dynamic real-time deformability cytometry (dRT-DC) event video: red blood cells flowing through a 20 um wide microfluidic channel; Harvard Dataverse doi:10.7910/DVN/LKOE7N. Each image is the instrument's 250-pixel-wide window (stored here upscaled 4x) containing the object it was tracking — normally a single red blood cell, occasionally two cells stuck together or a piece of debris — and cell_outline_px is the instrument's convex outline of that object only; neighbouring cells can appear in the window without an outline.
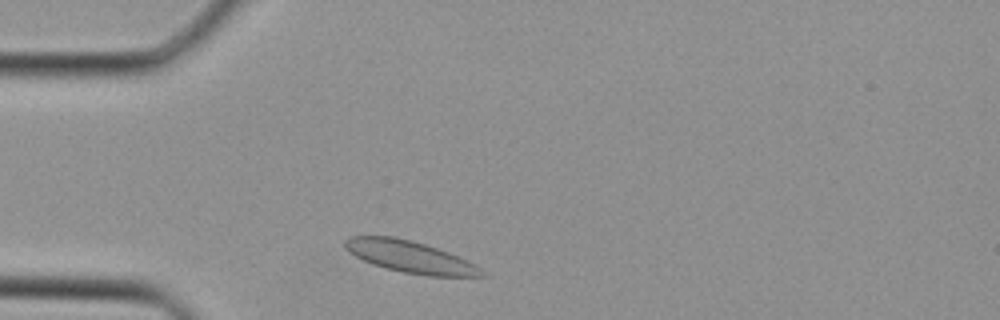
{"species": "Egyptian fruit bat (a non-hibernating species)", "species_latin": "Rousettus aegyptiacus", "temperature_condition": "cold", "stored_images_in_passage": 31, "camera_frame_rate_fps": 3000, "um_per_image_px": 0.085, "animal": {"sex": "female"}, "frame": {"image": 1, "passage_image": 2, "time_ms": 0.333, "image_size_px": [1000, 320], "cell_outline_px": [[488, 276], [428, 276], [400, 272], [384, 268], [372, 264], [348, 252], [344, 248], [344, 240], [348, 236], [396, 236], [412, 240], [448, 252], [476, 264]], "centroid_in_image_um": [34.82, 21.82], "position_along_channel_um": 50.2, "area_um2": 25.49}}
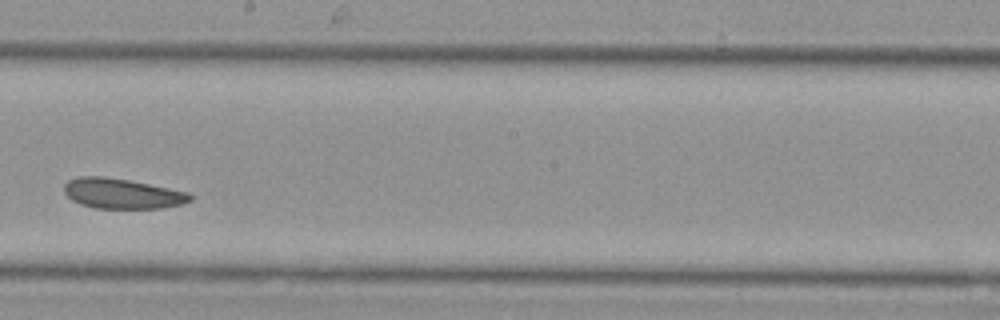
{"frame": {"image": 2, "passage_image": 14, "time_ms": 4.333, "image_size_px": [1000, 320], "cell_outline_px": [[192, 200], [180, 204], [164, 208], [96, 208], [80, 204], [72, 200], [64, 192], [64, 184], [68, 180], [80, 176], [104, 176], [128, 180], [188, 192], [192, 196]], "centroid_in_image_um": [10.35, 16.45], "position_along_channel_um": 237.8, "area_um2": 22.02}}
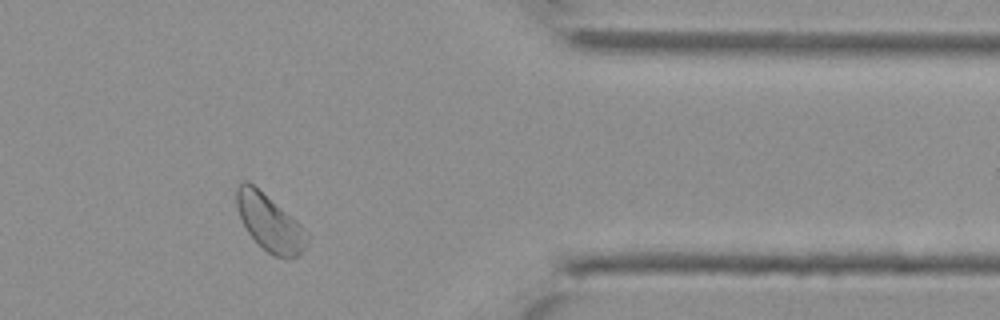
{"frame": {"image": 3, "passage_image": 24, "time_ms": 7.667, "image_size_px": [1000, 320], "cell_outline_px": [[308, 244], [296, 256], [284, 260], [272, 256], [248, 232], [236, 208], [236, 188], [244, 180], [248, 180], [296, 220], [308, 232]], "centroid_in_image_um": [22.93, 18.94], "position_along_channel_um": 388.5, "area_um2": 23.0}}